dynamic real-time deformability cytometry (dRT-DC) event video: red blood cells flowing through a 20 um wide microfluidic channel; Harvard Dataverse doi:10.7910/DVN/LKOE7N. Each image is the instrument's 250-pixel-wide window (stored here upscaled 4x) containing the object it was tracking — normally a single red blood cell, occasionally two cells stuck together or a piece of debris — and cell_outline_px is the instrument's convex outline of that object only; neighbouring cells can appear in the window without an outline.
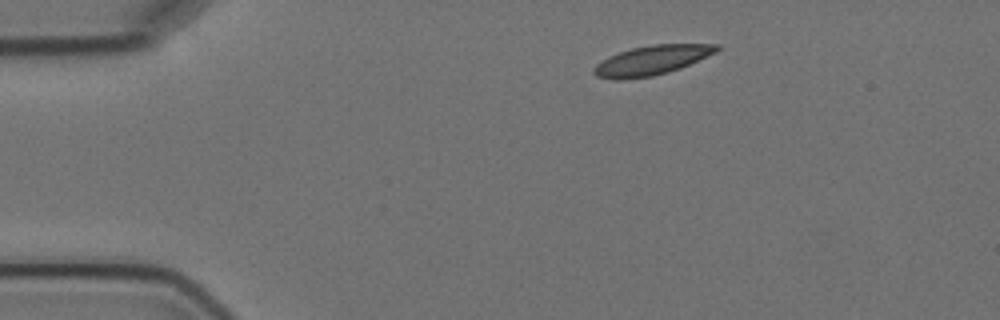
{"species": "Egyptian fruit bat (a non-hibernating species)", "species_latin": "Rousettus aegyptiacus", "temperature_condition": "cold", "stored_images_in_passage": 2, "camera_frame_rate_fps": 3000, "um_per_image_px": 0.085, "animal": {"sex": "female"}, "frame": {"image": 1, "passage_image": 1, "time_ms": 0.0, "image_size_px": [1000, 320], "cell_outline_px": [[720, 48], [716, 52], [680, 68], [668, 72], [652, 76], [624, 80], [612, 80], [596, 76], [592, 72], [592, 68], [596, 64], [608, 56], [632, 48], [652, 44], [720, 44]], "centroid_in_image_um": [55.35, 5.13], "position_along_channel_um": 29.7, "area_um2": 21.15}}